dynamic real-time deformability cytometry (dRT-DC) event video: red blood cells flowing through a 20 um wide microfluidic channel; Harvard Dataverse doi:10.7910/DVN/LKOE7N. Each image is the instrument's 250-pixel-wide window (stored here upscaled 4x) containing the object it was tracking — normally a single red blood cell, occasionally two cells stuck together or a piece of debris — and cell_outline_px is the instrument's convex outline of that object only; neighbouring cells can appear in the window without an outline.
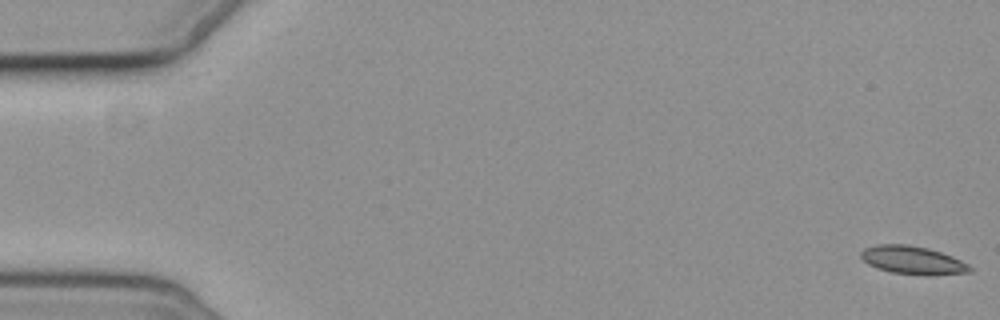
{"species": "common noctule bat (a hibernating species)", "species_latin": "Nyctalus noctula", "temperature_condition": "cold", "stored_images_in_passage": 5, "camera_frame_rate_fps": 3000, "um_per_image_px": 0.085, "animal": {"sex": "female", "body_mass_g": 19.3, "forearm_length_mm": 54.1}, "frame": {"image": 1, "passage_image": 1, "time_ms": 0.0, "image_size_px": [1000, 320], "cell_outline_px": [[972, 272], [932, 276], [924, 276], [888, 272], [876, 268], [868, 264], [860, 256], [860, 252], [864, 248], [876, 244], [908, 244], [928, 248], [952, 256], [968, 264], [972, 268]], "centroid_in_image_um": [77.58, 22.13], "position_along_channel_um": 7.4, "area_um2": 18.26}}